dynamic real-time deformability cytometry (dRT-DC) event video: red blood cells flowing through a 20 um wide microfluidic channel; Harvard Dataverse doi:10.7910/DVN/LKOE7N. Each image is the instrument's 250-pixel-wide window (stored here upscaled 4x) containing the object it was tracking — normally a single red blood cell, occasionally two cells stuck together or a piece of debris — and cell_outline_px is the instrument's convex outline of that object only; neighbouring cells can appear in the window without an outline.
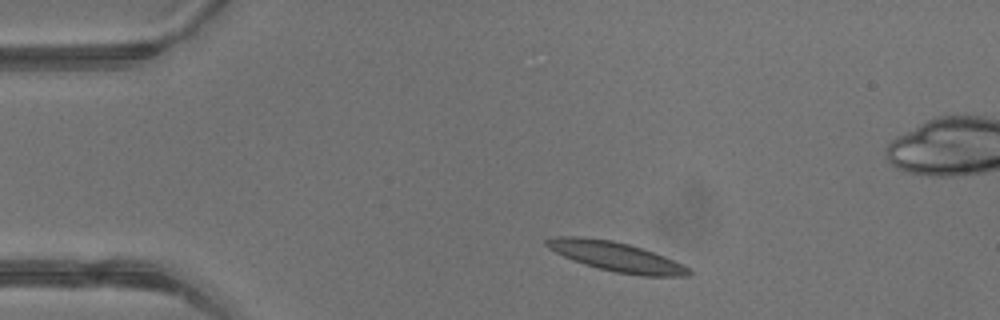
{"species": "common noctule bat (a hibernating species)", "species_latin": "Nyctalus noctula", "temperature_condition": "warm", "stored_images_in_passage": 3, "camera_frame_rate_fps": 3000, "um_per_image_px": 0.085, "animal": {"sex": "male", "body_mass_g": 13.3}, "frame": {"image": 1, "passage_image": 1, "time_ms": 0.0, "image_size_px": [1000, 320], "cell_outline_px": [[696, 272], [688, 276], [640, 276], [616, 272], [584, 264], [564, 256], [548, 248], [544, 244], [544, 240], [552, 236], [576, 236], [612, 240], [628, 244], [664, 256]], "centroid_in_image_um": [52.35, 21.81], "position_along_channel_um": 32.7, "area_um2": 24.22}}